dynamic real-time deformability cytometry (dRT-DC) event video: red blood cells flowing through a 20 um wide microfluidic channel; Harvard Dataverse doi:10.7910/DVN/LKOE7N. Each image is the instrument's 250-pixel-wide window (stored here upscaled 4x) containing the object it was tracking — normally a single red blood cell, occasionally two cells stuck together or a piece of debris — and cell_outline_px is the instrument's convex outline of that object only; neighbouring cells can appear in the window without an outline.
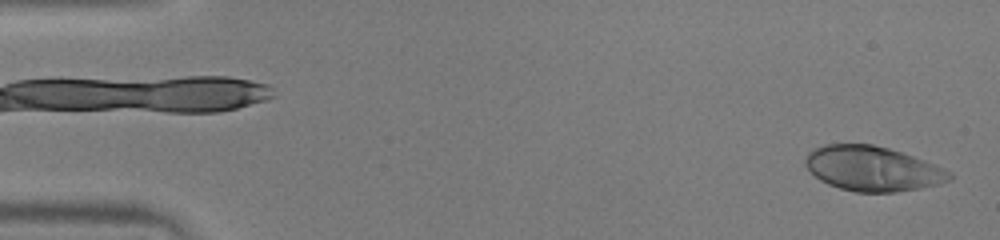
{"species": "human", "species_latin": "Homo sapiens", "temperature_condition": "warm", "stored_images_in_passage": 50, "camera_frame_rate_fps": 3000, "um_per_image_px": 0.085, "donor": {"sex": "male"}, "frame": {"image": 1, "passage_image": 1, "time_ms": 0.0, "image_size_px": [1000, 240], "cell_outline_px": [[952, 180], [940, 184], [920, 188], [896, 192], [856, 192], [840, 188], [828, 184], [820, 180], [804, 164], [804, 160], [808, 152], [812, 148], [824, 144], [872, 144], [888, 148], [936, 164], [952, 172]], "centroid_in_image_um": [74.18, 14.33], "position_along_channel_um": 10.8, "area_um2": 37.74}}
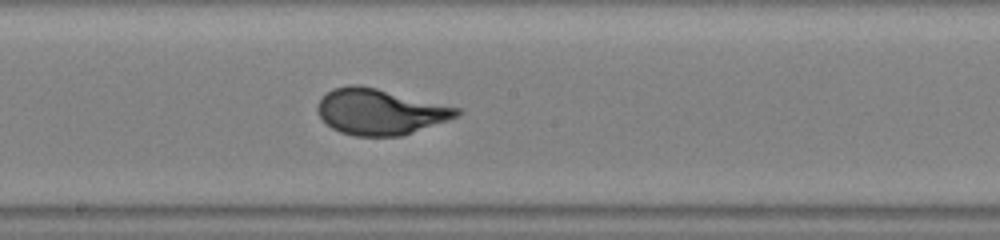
{"frame": {"image": 2, "passage_image": 27, "time_ms": 8.667, "image_size_px": [1000, 240], "cell_outline_px": [[464, 112], [460, 116], [400, 136], [356, 136], [340, 132], [332, 128], [316, 112], [316, 104], [332, 88], [348, 84], [360, 84], [460, 108]], "centroid_in_image_um": [32.29, 9.48], "position_along_channel_um": 215.9, "area_um2": 37.17}}
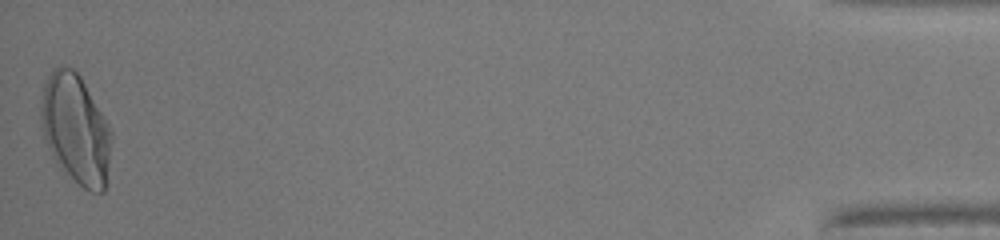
{"frame": {"image": 3, "passage_image": 50, "time_ms": 16.333, "image_size_px": [1000, 240], "cell_outline_px": [[112, 136], [104, 192], [92, 192], [84, 188], [60, 168], [52, 156], [44, 140], [40, 120], [40, 100], [44, 84], [52, 68], [60, 64], [72, 68], [80, 76], [104, 116], [112, 132]], "centroid_in_image_um": [6.4, 10.94], "position_along_channel_um": 428.8, "area_um2": 45.08}, "authors_computed_cell_mechanics": {"area_um2": 37.0787, "velocity_mm_per_s": 4.0024, "shape_relaxation_time_tau1_ms": 4.4873, "shape_relaxation_time_tau2_ms": null, "deformation_change_tau1": 0.2352, "deformation_change_tau2": null}}